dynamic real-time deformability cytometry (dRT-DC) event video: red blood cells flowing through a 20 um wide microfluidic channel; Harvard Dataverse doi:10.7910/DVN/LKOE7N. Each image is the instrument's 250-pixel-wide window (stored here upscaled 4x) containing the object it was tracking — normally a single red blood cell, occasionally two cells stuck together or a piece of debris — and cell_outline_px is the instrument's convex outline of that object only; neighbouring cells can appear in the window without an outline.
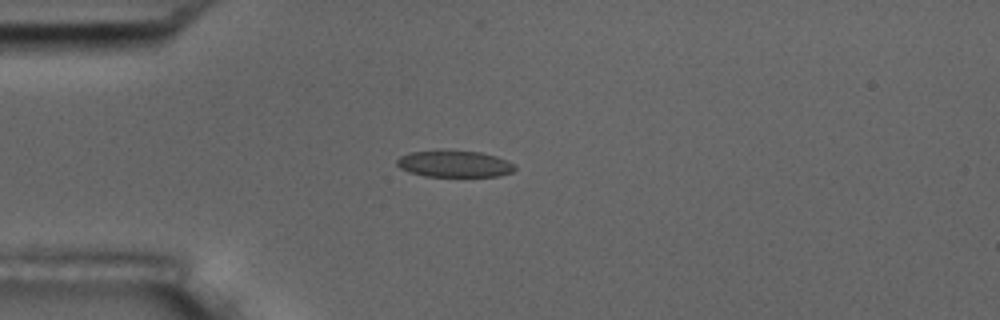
{"species": "common noctule bat (a hibernating species)", "species_latin": "Nyctalus noctula", "temperature_condition": "room temperature", "stored_images_in_passage": 6, "camera_frame_rate_fps": 3000, "um_per_image_px": 0.085, "animal": {"sex": "male", "body_mass_g": 17.5, "forearm_length_mm": 52.3}, "frame": {"image": 1, "passage_image": 2, "time_ms": 0.333, "image_size_px": [1000, 320], "cell_outline_px": [[516, 168], [512, 172], [500, 176], [424, 176], [408, 172], [400, 168], [396, 164], [396, 160], [400, 156], [408, 152], [436, 148], [440, 148], [480, 152], [496, 156], [508, 160], [516, 164]], "centroid_in_image_um": [38.59, 13.89], "position_along_channel_um": 46.4, "area_um2": 19.07}}
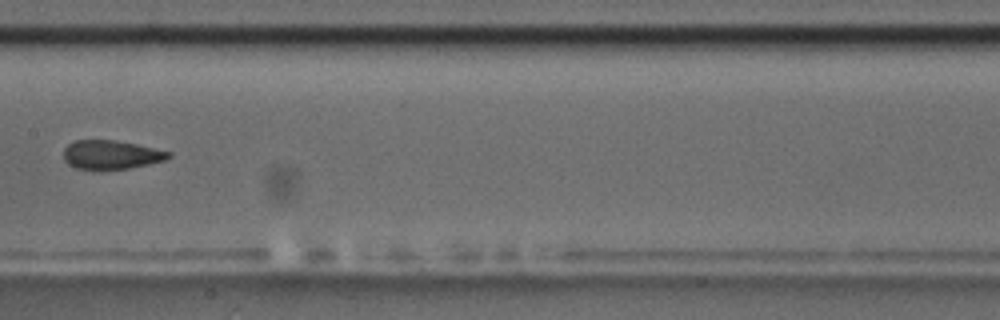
{"frame": {"image": 2, "passage_image": 6, "time_ms": 1.667, "image_size_px": [1000, 320], "cell_outline_px": [[172, 156], [164, 160], [148, 164], [128, 168], [100, 172], [92, 172], [76, 168], [68, 164], [64, 160], [64, 148], [68, 144], [76, 140], [112, 140], [136, 144], [172, 152]], "centroid_in_image_um": [9.4, 13.19], "position_along_channel_um": 198.0, "area_um2": 18.15}}